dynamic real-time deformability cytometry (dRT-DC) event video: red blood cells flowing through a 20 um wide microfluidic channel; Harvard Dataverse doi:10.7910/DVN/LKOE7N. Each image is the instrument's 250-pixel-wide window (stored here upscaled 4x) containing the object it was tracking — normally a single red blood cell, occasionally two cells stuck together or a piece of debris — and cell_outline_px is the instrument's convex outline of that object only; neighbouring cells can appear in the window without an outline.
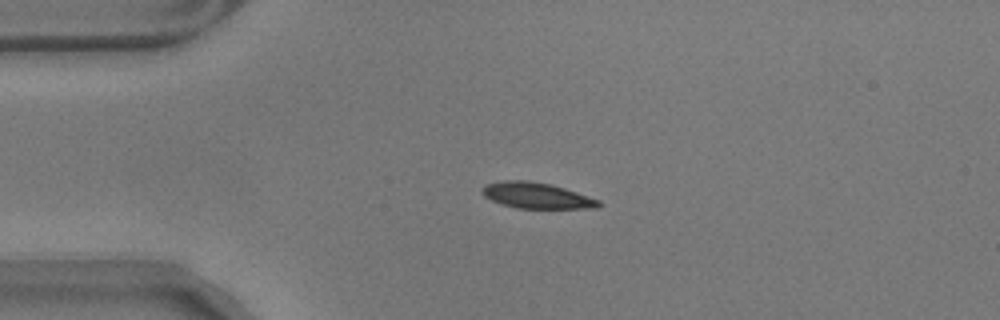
{"species": "common noctule bat (a hibernating species)", "species_latin": "Nyctalus noctula", "temperature_condition": "warm", "stored_images_in_passage": 45, "camera_frame_rate_fps": 3000, "um_per_image_px": 0.085, "animal": {"sex": "male", "body_mass_g": 17.9}, "frame": {"image": 1, "passage_image": 1, "time_ms": 0.0, "image_size_px": [1000, 320], "cell_outline_px": [[600, 204], [596, 208], [516, 208], [500, 204], [484, 196], [480, 192], [488, 184], [504, 180], [528, 180], [552, 184], [600, 200]], "centroid_in_image_um": [45.59, 16.62], "position_along_channel_um": 39.4, "area_um2": 17.46}}
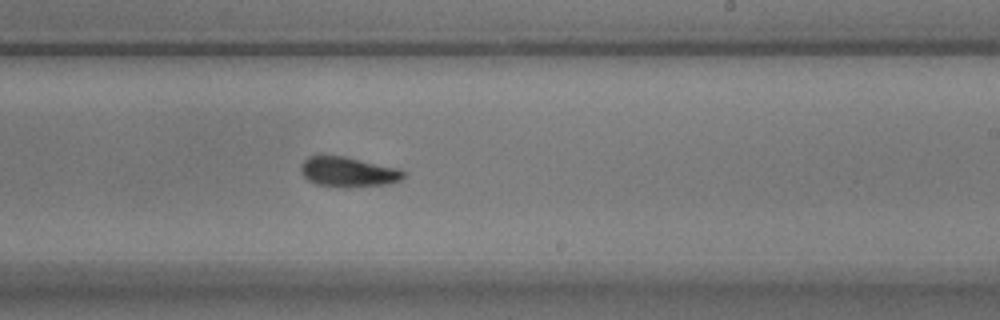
{"frame": {"image": 2, "passage_image": 22, "time_ms": 7.0, "image_size_px": [1000, 320], "cell_outline_px": [[408, 172], [400, 180], [388, 184], [348, 188], [344, 188], [316, 184], [308, 180], [300, 172], [300, 164], [308, 156], [344, 156], [400, 168]], "centroid_in_image_um": [29.62, 14.62], "position_along_channel_um": 259.4, "area_um2": 18.26}}
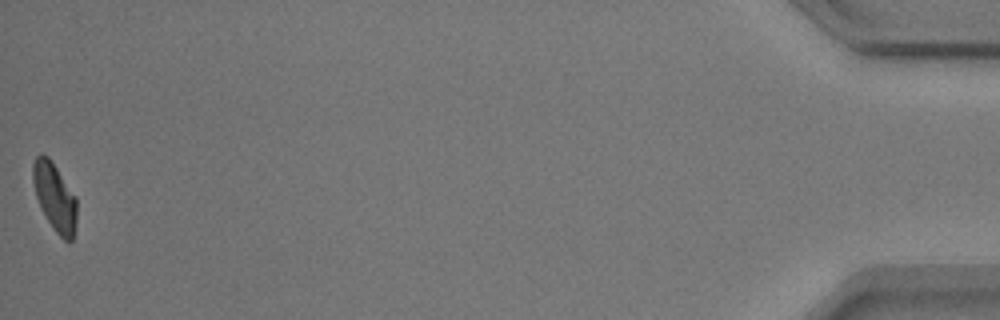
{"frame": {"image": 3, "passage_image": 45, "time_ms": 14.667, "image_size_px": [1000, 320], "cell_outline_px": [[76, 224], [72, 240], [68, 244], [56, 232], [40, 208], [36, 196], [32, 180], [32, 164], [36, 156], [40, 152], [48, 156], [76, 196]], "centroid_in_image_um": [4.64, 16.73], "position_along_channel_um": 430.6, "area_um2": 17.46}, "authors_computed_cell_mechanics": {"area_um2": 18.1492, "velocity_mm_per_s": 3.5205, "shape_relaxation_time_tau1_ms": 3.2283, "shape_relaxation_time_tau2_ms": 3.0166, "deformation_change_tau1": 0.1437, "deformation_change_tau2": 0.0574}}